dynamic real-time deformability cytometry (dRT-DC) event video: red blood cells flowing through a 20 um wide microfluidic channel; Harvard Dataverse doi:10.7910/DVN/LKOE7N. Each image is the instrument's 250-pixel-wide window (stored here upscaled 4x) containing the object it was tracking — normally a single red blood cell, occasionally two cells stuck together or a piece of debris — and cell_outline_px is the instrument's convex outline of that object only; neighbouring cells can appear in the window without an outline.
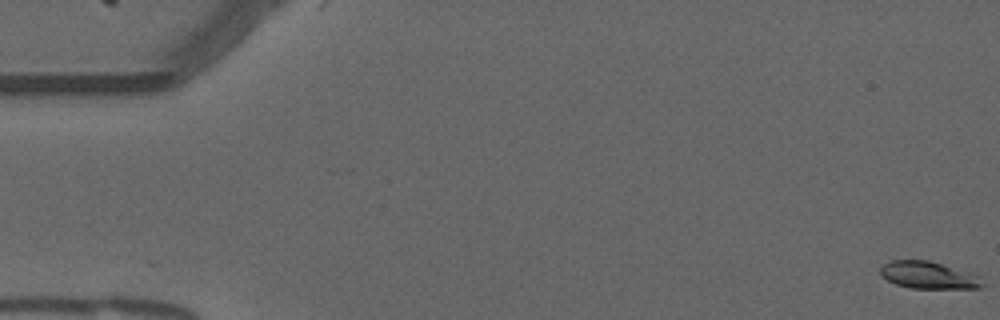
{"species": "common noctule bat (a hibernating species)", "species_latin": "Nyctalus noctula", "temperature_condition": "warm", "stored_images_in_passage": 55, "camera_frame_rate_fps": 3000, "um_per_image_px": 0.085, "animal": {"sex": "male", "forearm_length_mm": 52.5}, "frame": {"image": 1, "passage_image": 1, "time_ms": 0.0, "image_size_px": [1000, 320], "cell_outline_px": [[984, 284], [980, 288], [912, 288], [896, 284], [880, 276], [880, 268], [884, 264], [892, 260], [928, 260], [968, 272], [976, 276]], "centroid_in_image_um": [78.86, 23.39], "position_along_channel_um": 6.1, "area_um2": 15.84}}
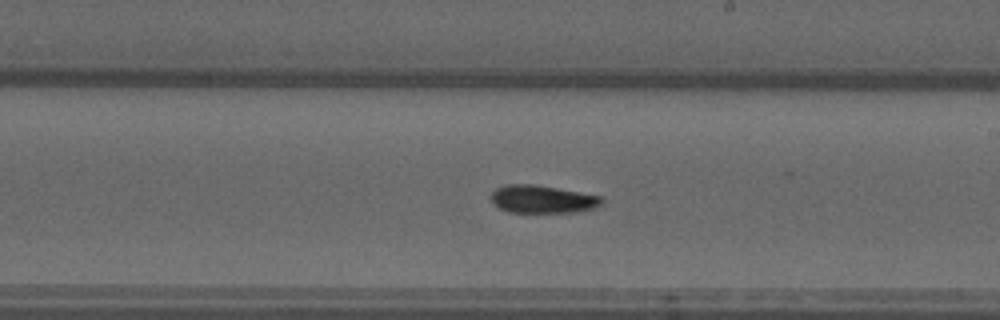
{"frame": {"image": 2, "passage_image": 32, "time_ms": 10.333, "image_size_px": [1000, 320], "cell_outline_px": [[604, 200], [596, 208], [576, 212], [508, 212], [492, 204], [492, 192], [496, 188], [508, 184], [532, 184], [556, 188], [600, 196]], "centroid_in_image_um": [46.09, 16.94], "position_along_channel_um": 242.9, "area_um2": 17.8}}
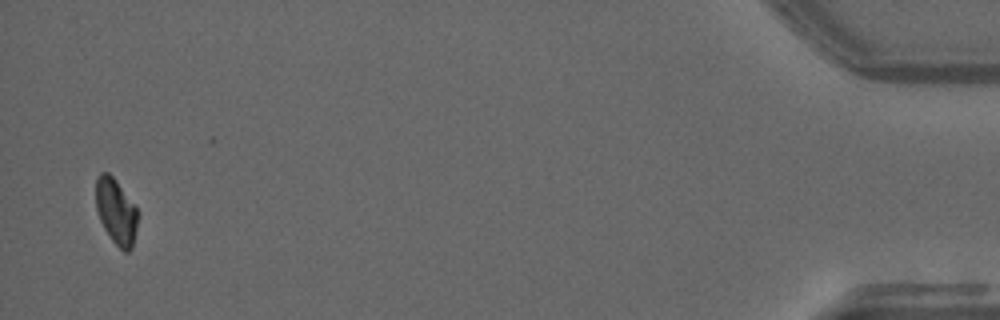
{"frame": {"image": 3, "passage_image": 54, "time_ms": 17.667, "image_size_px": [1000, 320], "cell_outline_px": [[136, 228], [132, 248], [128, 252], [124, 252], [112, 240], [104, 228], [100, 220], [96, 208], [96, 176], [100, 172], [108, 172], [116, 180], [136, 204]], "centroid_in_image_um": [9.85, 17.94], "position_along_channel_um": 425.3, "area_um2": 16.01}, "authors_computed_cell_mechanics": {"area_um2": 17.2822, "velocity_mm_per_s": 3.7385, "shape_relaxation_time_tau1_ms": 5.6635, "shape_relaxation_time_tau2_ms": null, "deformation_change_tau1": 0.1557, "deformation_change_tau2": null}}